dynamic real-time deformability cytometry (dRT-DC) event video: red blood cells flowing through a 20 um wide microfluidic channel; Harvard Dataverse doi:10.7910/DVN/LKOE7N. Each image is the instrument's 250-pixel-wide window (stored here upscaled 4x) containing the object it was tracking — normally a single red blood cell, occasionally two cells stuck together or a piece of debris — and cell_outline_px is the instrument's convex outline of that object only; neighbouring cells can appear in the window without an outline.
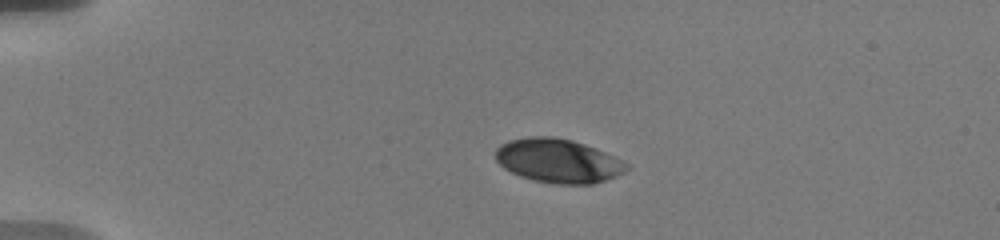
{"species": "human", "species_latin": "Homo sapiens", "temperature_condition": "warm", "stored_images_in_passage": 29, "camera_frame_rate_fps": 3000, "um_per_image_px": 0.085, "donor": {"sex": "male"}, "frame": {"image": 1, "passage_image": 3, "time_ms": 2.333, "image_size_px": [1000, 240], "cell_outline_px": [[628, 168], [624, 172], [616, 176], [592, 184], [556, 184], [532, 180], [520, 176], [504, 168], [496, 160], [496, 148], [500, 144], [508, 140], [528, 136], [552, 136], [572, 140], [584, 144], [604, 152], [628, 164]], "centroid_in_image_um": [47.4, 13.66], "position_along_channel_um": 37.6, "area_um2": 33.41}}
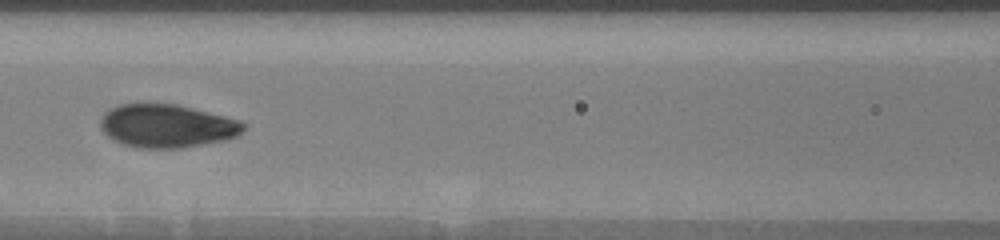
{"frame": {"image": 2, "passage_image": 12, "time_ms": 7.0, "image_size_px": [1000, 240], "cell_outline_px": [[248, 124], [236, 136], [224, 140], [180, 148], [140, 148], [124, 144], [108, 136], [100, 128], [100, 120], [104, 112], [108, 108], [120, 104], [148, 100], [176, 104], [240, 120]], "centroid_in_image_um": [14.14, 10.65], "position_along_channel_um": 152.5, "area_um2": 36.65}}
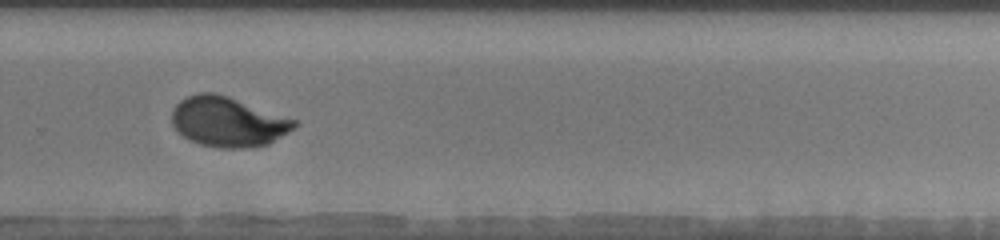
{"frame": {"image": 3, "passage_image": 18, "time_ms": 11.333, "image_size_px": [1000, 240], "cell_outline_px": [[300, 124], [288, 132], [268, 144], [244, 148], [220, 148], [200, 144], [188, 140], [172, 124], [172, 108], [180, 100], [188, 96], [200, 92], [216, 92], [228, 96], [296, 120]], "centroid_in_image_um": [19.36, 10.35], "position_along_channel_um": 310.4, "area_um2": 35.49}, "authors_computed_cell_mechanics": {"area_um2": 35.2002, "velocity_mm_per_s": 3.657, "shape_relaxation_time_tau1_ms": 3.5765, "shape_relaxation_time_tau2_ms": null, "deformation_change_tau1": 0.1516, "deformation_change_tau2": null}}